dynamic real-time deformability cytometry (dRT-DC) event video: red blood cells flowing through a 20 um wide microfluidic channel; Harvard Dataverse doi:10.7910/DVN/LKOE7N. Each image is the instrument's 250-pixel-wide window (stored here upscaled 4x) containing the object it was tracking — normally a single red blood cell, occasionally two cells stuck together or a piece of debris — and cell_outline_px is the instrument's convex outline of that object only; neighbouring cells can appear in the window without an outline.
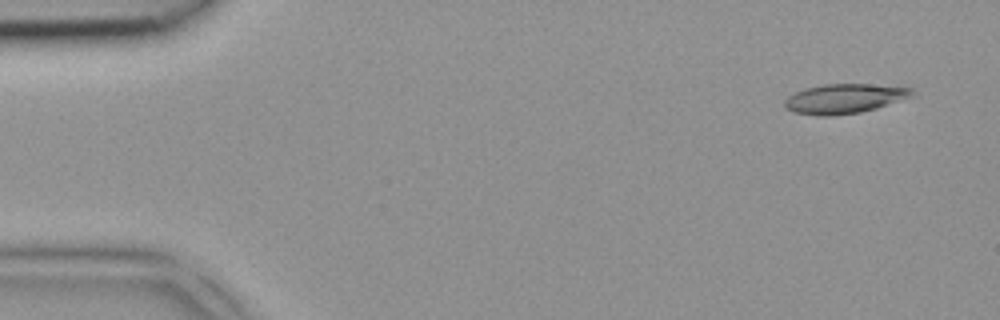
{"species": "common noctule bat (a hibernating species)", "species_latin": "Nyctalus noctula", "temperature_condition": "room temperature", "stored_images_in_passage": 3, "camera_frame_rate_fps": 3000, "um_per_image_px": 0.085, "animal": {"sex": "female", "body_mass_g": 18.4}, "frame": {"image": 1, "passage_image": 1, "time_ms": 0.0, "image_size_px": [1000, 320], "cell_outline_px": [[916, 96], [876, 108], [860, 112], [832, 116], [816, 116], [792, 112], [784, 108], [784, 100], [788, 96], [804, 88], [824, 84], [868, 84], [912, 88], [916, 92]], "centroid_in_image_um": [71.77, 8.39], "position_along_channel_um": 13.2, "area_um2": 22.25}}